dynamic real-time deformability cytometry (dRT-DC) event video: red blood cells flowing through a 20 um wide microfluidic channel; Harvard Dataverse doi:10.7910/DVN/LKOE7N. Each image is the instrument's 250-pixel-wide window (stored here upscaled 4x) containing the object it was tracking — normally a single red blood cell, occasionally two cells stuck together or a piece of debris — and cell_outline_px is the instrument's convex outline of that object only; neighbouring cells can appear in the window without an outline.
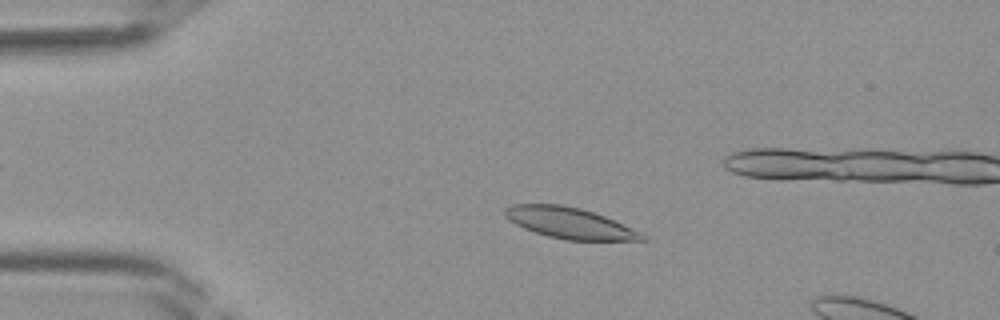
{"species": "Egyptian fruit bat (a non-hibernating species)", "species_latin": "Rousettus aegyptiacus", "temperature_condition": "room temperature", "stored_images_in_passage": 39, "camera_frame_rate_fps": 3000, "um_per_image_px": 0.085, "frame": {"image": 1, "passage_image": 9, "time_ms": 2.667, "image_size_px": [1000, 320], "cell_outline_px": [[648, 240], [564, 240], [548, 236], [524, 228], [508, 220], [504, 216], [504, 208], [512, 204], [560, 204], [580, 208], [604, 216], [640, 232], [648, 236]], "centroid_in_image_um": [48.39, 18.95], "position_along_channel_um": 36.6, "area_um2": 24.62}}
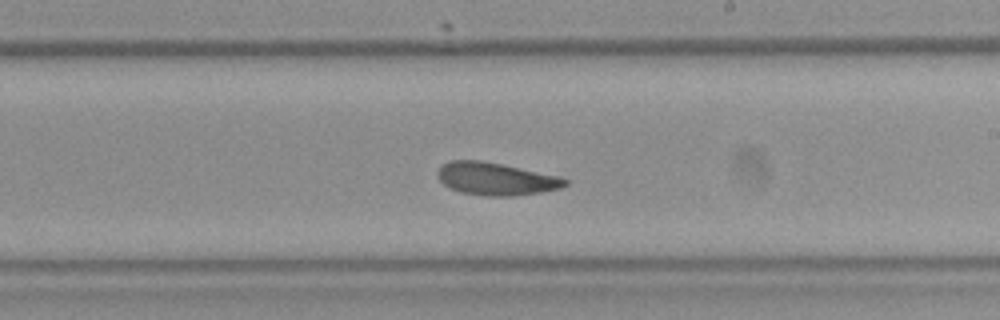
{"frame": {"image": 2, "passage_image": 24, "time_ms": 7.667, "image_size_px": [1000, 320], "cell_outline_px": [[568, 184], [560, 188], [540, 192], [512, 196], [484, 196], [460, 192], [444, 184], [440, 180], [436, 172], [448, 160], [480, 160], [560, 176], [568, 180]], "centroid_in_image_um": [42.15, 15.2], "position_along_channel_um": 246.8, "area_um2": 24.04}}
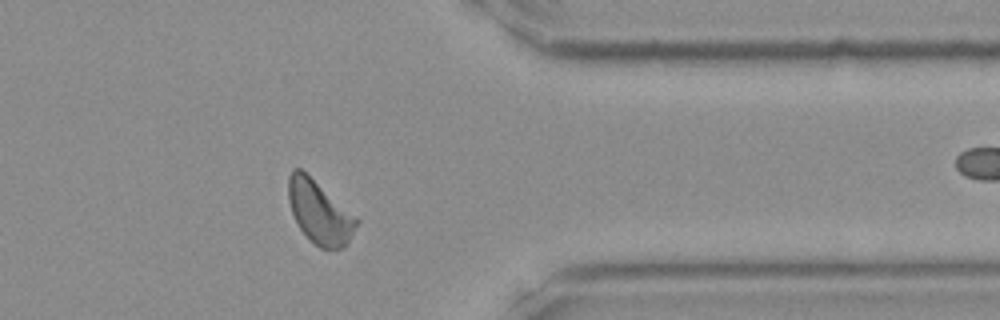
{"frame": {"image": 3, "passage_image": 33, "time_ms": 10.667, "image_size_px": [1000, 320], "cell_outline_px": [[360, 220], [348, 240], [340, 248], [320, 248], [300, 228], [292, 212], [288, 200], [288, 176], [292, 168], [300, 168], [356, 216]], "centroid_in_image_um": [27.13, 18.0], "position_along_channel_um": 384.3, "area_um2": 24.28}}